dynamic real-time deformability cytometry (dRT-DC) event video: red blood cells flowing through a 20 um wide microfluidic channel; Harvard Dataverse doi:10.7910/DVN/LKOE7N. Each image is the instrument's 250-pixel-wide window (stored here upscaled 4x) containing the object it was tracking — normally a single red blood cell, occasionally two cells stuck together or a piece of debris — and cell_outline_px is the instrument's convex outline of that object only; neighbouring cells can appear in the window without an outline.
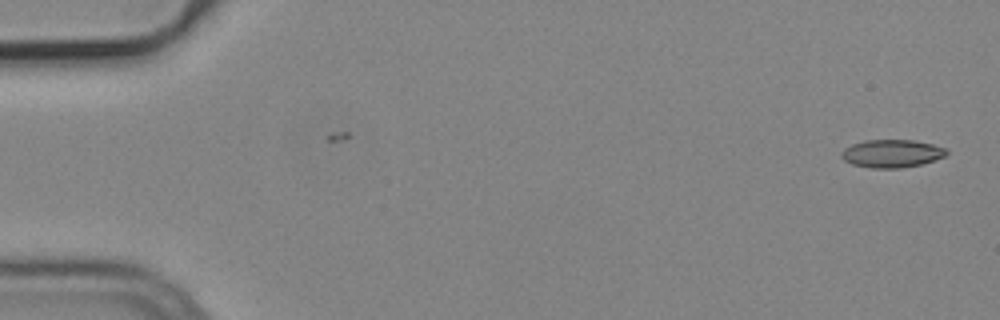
{"species": "common noctule bat (a hibernating species)", "species_latin": "Nyctalus noctula", "temperature_condition": "cold", "stored_images_in_passage": 3, "camera_frame_rate_fps": 3000, "um_per_image_px": 0.085, "animal": {"sex": "male", "body_mass_g": 19.2, "forearm_length_mm": 51.8}, "frame": {"image": 1, "passage_image": 1, "time_ms": 0.0, "image_size_px": [1000, 320], "cell_outline_px": [[948, 152], [944, 156], [920, 164], [900, 168], [872, 168], [852, 164], [844, 160], [840, 156], [840, 152], [844, 148], [852, 144], [864, 140], [912, 140], [932, 144], [948, 148]], "centroid_in_image_um": [75.77, 13.04], "position_along_channel_um": 9.2, "area_um2": 17.05}}